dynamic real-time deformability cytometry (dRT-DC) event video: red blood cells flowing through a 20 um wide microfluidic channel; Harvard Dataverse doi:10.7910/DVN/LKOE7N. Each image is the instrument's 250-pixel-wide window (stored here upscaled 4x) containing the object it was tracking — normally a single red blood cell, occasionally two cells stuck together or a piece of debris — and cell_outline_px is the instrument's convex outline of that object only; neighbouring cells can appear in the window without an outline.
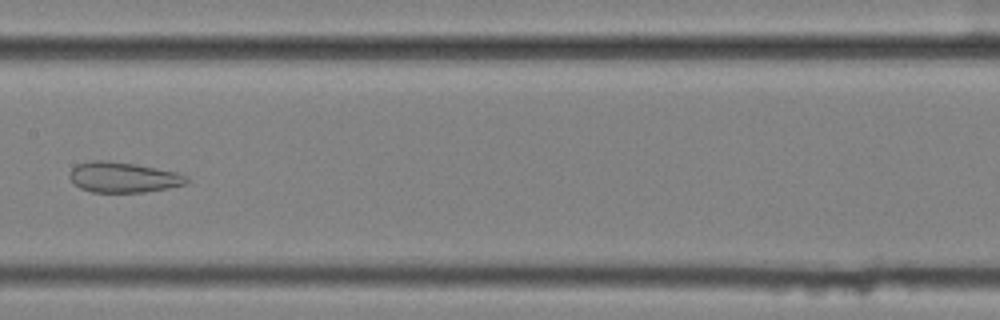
{"species": "common noctule bat (a hibernating species)", "species_latin": "Nyctalus noctula", "temperature_condition": "cold", "stored_images_in_passage": 8, "camera_frame_rate_fps": 3000, "um_per_image_px": 0.085, "animal": {"sex": "female", "body_mass_g": 25.1}, "frame": {"image": 1, "passage_image": 8, "time_ms": 2.333, "image_size_px": [1000, 320], "cell_outline_px": [[192, 180], [188, 184], [168, 188], [144, 192], [92, 192], [80, 188], [68, 176], [68, 172], [76, 164], [92, 160], [108, 160], [136, 164], [176, 172], [188, 176]], "centroid_in_image_um": [10.5, 15.06], "position_along_channel_um": 196.9, "area_um2": 20.98}}